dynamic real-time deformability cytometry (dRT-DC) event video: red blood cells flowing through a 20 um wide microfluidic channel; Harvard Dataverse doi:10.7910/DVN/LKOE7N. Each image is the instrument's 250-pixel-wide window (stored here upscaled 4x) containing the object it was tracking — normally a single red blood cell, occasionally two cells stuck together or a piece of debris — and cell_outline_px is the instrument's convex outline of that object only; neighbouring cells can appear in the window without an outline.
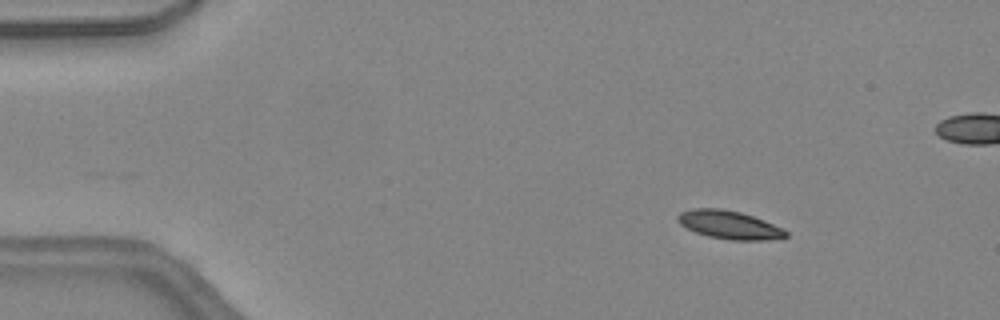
{"species": "common noctule bat (a hibernating species)", "species_latin": "Nyctalus noctula", "temperature_condition": "warm", "stored_images_in_passage": 43, "camera_frame_rate_fps": 3000, "um_per_image_px": 0.085, "animal": {"sex": "female", "body_mass_g": 24.6, "forearm_length_mm": 56.2}, "frame": {"image": 1, "passage_image": 3, "time_ms": 0.667, "image_size_px": [1000, 320], "cell_outline_px": [[788, 236], [764, 240], [732, 240], [708, 236], [696, 232], [680, 224], [676, 220], [676, 216], [680, 212], [692, 208], [720, 208], [740, 212], [764, 220], [784, 228], [788, 232]], "centroid_in_image_um": [61.97, 19.1], "position_along_channel_um": 23.0, "area_um2": 17.8}}
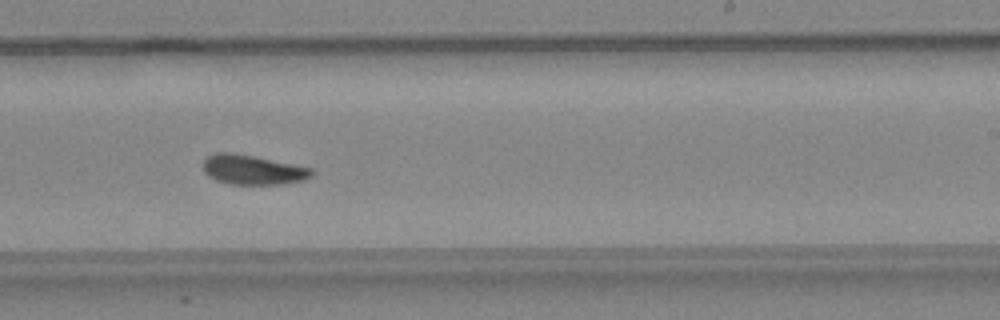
{"frame": {"image": 2, "passage_image": 25, "time_ms": 8.0, "image_size_px": [1000, 320], "cell_outline_px": [[312, 176], [304, 180], [284, 184], [228, 184], [216, 180], [208, 176], [204, 172], [204, 160], [208, 156], [216, 152], [232, 152], [256, 156], [312, 168]], "centroid_in_image_um": [21.47, 14.43], "position_along_channel_um": 267.5, "area_um2": 18.84}}
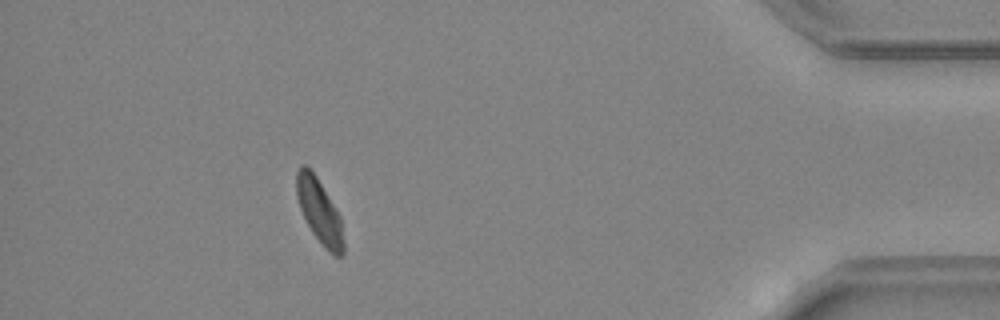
{"frame": {"image": 3, "passage_image": 38, "time_ms": 12.333, "image_size_px": [1000, 320], "cell_outline_px": [[344, 252], [340, 256], [336, 256], [328, 252], [324, 248], [312, 232], [300, 208], [296, 196], [296, 172], [300, 164], [304, 164], [316, 176], [340, 216], [344, 244]], "centroid_in_image_um": [27.14, 17.97], "position_along_channel_um": 408.1, "area_um2": 17.4}, "authors_computed_cell_mechanics": {"area_um2": 18.496, "velocity_mm_per_s": 4.4984, "shape_relaxation_time_tau1_ms": 7.0509, "shape_relaxation_time_tau2_ms": 3.8305, "deformation_change_tau1": 0.1896, "deformation_change_tau2": 0.103}}